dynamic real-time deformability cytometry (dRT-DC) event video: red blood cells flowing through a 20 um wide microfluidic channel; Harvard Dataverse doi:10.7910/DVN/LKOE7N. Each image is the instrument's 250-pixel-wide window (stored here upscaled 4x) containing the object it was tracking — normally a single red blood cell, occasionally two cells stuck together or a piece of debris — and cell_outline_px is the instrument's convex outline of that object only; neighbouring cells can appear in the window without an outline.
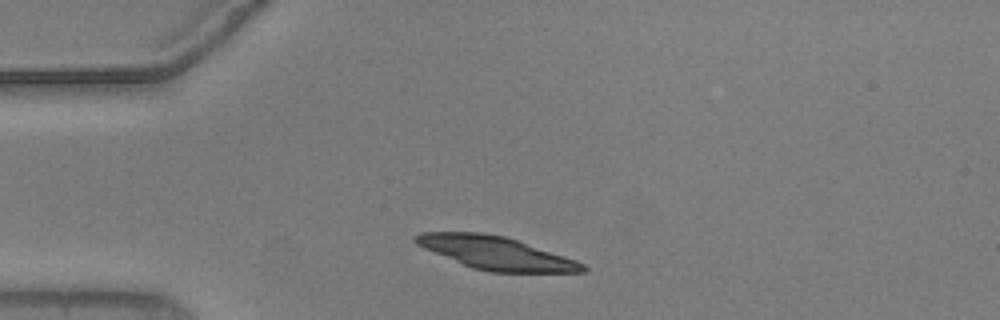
{"species": "common noctule bat (a hibernating species)", "species_latin": "Nyctalus noctula", "temperature_condition": "warm", "stored_images_in_passage": 42, "camera_frame_rate_fps": 3000, "um_per_image_px": 0.085, "animal": {"sex": "male", "body_mass_g": 20.5, "forearm_length_mm": 52.5}, "frame": {"image": 1, "passage_image": 1, "time_ms": 0.0, "image_size_px": [1000, 320], "cell_outline_px": [[588, 272], [488, 272], [472, 268], [424, 248], [416, 244], [412, 240], [412, 236], [420, 232], [480, 232], [504, 236], [576, 260], [584, 264], [588, 268]], "centroid_in_image_um": [42.13, 21.5], "position_along_channel_um": 42.9, "area_um2": 31.91}}